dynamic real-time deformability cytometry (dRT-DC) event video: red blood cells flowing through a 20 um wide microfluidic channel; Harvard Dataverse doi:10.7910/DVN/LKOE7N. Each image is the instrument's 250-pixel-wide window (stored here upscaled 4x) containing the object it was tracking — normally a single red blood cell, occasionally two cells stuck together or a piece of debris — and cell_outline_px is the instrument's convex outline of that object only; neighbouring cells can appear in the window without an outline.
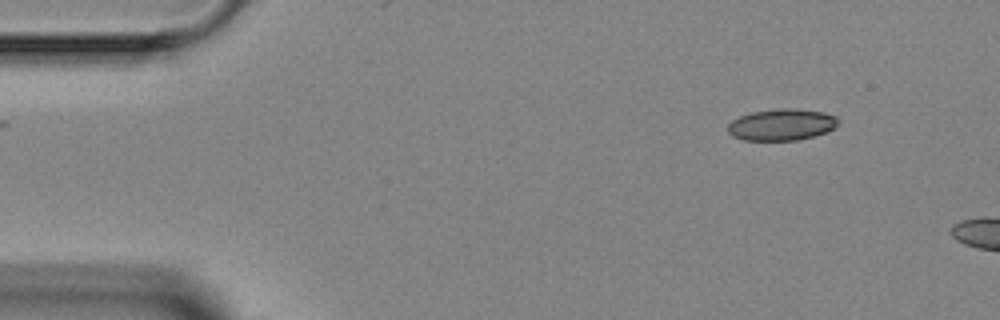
{"species": "Egyptian fruit bat (a non-hibernating species)", "species_latin": "Rousettus aegyptiacus", "temperature_condition": "room temperature", "stored_images_in_passage": 2, "camera_frame_rate_fps": 3000, "um_per_image_px": 0.085, "animal": {"sex": "female"}, "frame": {"image": 1, "passage_image": 1, "time_ms": 0.0, "image_size_px": [1000, 320], "cell_outline_px": [[840, 120], [836, 128], [812, 136], [796, 140], [744, 140], [732, 136], [728, 132], [728, 124], [732, 120], [740, 116], [752, 112], [780, 108], [792, 108], [824, 112], [836, 116]], "centroid_in_image_um": [66.45, 10.59], "position_along_channel_um": 18.5, "area_um2": 20.29}}